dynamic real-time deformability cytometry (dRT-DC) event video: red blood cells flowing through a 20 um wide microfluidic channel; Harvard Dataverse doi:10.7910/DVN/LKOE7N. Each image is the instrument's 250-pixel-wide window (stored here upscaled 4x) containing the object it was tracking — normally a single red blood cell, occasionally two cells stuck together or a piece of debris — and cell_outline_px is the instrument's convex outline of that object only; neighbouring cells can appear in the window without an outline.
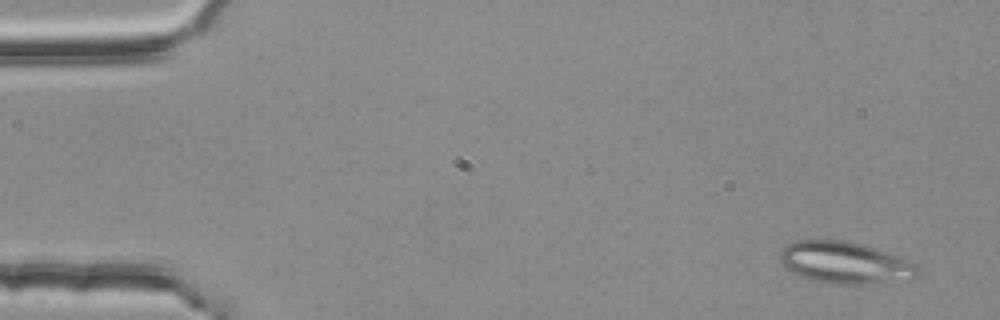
{"species": "common noctule bat (a hibernating species)", "species_latin": "Nyctalus noctula", "temperature_condition": "room temperature", "stored_images_in_passage": 53, "segment_of_instrument_passage": [1, 2], "camera_frame_rate_fps": 3000, "um_per_image_px": 0.085, "animal": {"sex": "female", "body_mass_g": 25.1}, "frame": {"image": 1, "passage_image": 3, "time_ms": 0.667, "image_size_px": [1000, 320], "cell_outline_px": [[920, 276], [912, 280], [864, 284], [832, 284], [812, 280], [800, 276], [784, 268], [780, 260], [780, 252], [788, 244], [796, 240], [840, 240], [860, 244], [900, 256], [920, 264]], "centroid_in_image_um": [71.9, 22.35], "position_along_channel_um": 13.1, "area_um2": 34.04}}